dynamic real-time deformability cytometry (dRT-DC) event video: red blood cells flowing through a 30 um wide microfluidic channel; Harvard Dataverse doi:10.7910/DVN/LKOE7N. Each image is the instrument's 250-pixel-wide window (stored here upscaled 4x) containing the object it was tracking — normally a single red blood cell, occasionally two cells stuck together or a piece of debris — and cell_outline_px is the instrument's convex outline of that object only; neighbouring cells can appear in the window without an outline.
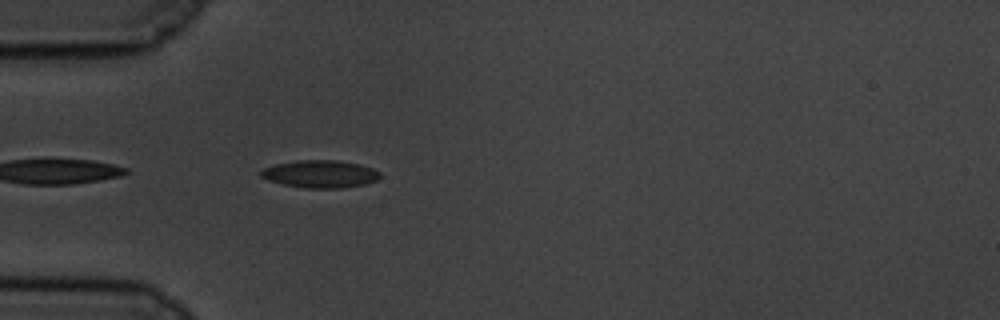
{"species": "common noctule bat (a hibernating species)", "species_latin": "Nyctalus noctula", "temperature_condition": "cold", "stored_images_in_passage": 37, "camera_frame_rate_fps": 3000, "um_per_image_px": 0.085, "animal": {"sex": "male", "body_mass_g": 19.5, "forearm_length_mm": 54.6}, "frame": {"image": 1, "passage_image": 2, "time_ms": 0.333, "image_size_px": [1000, 320], "cell_outline_px": [[380, 176], [376, 180], [364, 184], [344, 188], [304, 188], [284, 184], [268, 180], [260, 176], [260, 172], [264, 168], [276, 164], [296, 160], [336, 160], [360, 164], [372, 168], [380, 172]], "centroid_in_image_um": [27.22, 14.78], "position_along_channel_um": 57.8, "area_um2": 19.07}}
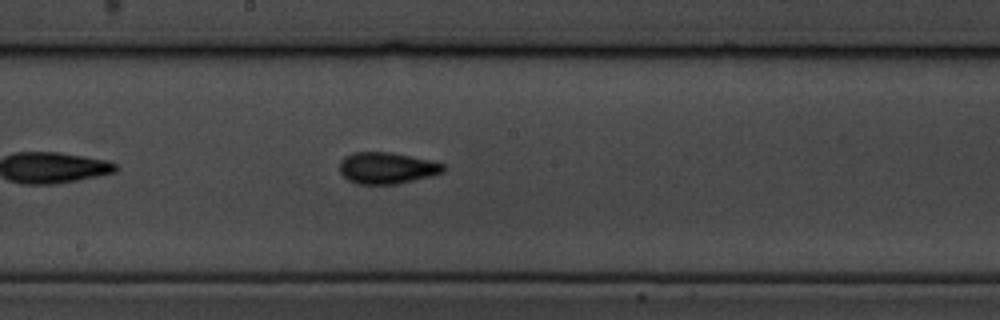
{"frame": {"image": 2, "passage_image": 16, "time_ms": 5.0, "image_size_px": [1000, 320], "cell_outline_px": [[448, 168], [444, 172], [432, 176], [396, 184], [356, 184], [348, 180], [340, 172], [340, 160], [344, 156], [352, 152], [392, 152], [432, 160], [444, 164]], "centroid_in_image_um": [32.91, 14.27], "position_along_channel_um": 215.3, "area_um2": 19.36}}
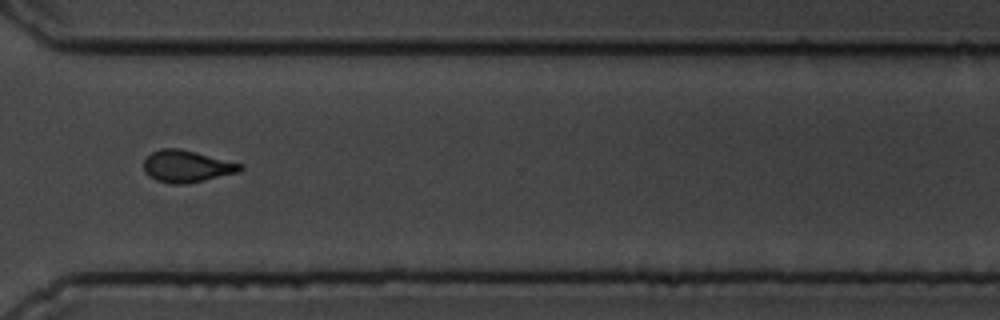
{"frame": {"image": 3, "passage_image": 28, "time_ms": 9.0, "image_size_px": [1000, 320], "cell_outline_px": [[244, 168], [240, 172], [204, 180], [184, 184], [172, 184], [156, 180], [148, 176], [144, 172], [144, 160], [152, 152], [160, 148], [180, 148], [244, 164]], "centroid_in_image_um": [15.89, 14.13], "position_along_channel_um": 354.7, "area_um2": 18.09}, "authors_computed_cell_mechanics": {"area_um2": 18.0914, "velocity_mm_per_s": 3.4811, "shape_relaxation_time_tau1_ms": 3.831, "shape_relaxation_time_tau2_ms": 1.8199, "deformation_change_tau1": 0.123, "deformation_change_tau2": 0.0747}}